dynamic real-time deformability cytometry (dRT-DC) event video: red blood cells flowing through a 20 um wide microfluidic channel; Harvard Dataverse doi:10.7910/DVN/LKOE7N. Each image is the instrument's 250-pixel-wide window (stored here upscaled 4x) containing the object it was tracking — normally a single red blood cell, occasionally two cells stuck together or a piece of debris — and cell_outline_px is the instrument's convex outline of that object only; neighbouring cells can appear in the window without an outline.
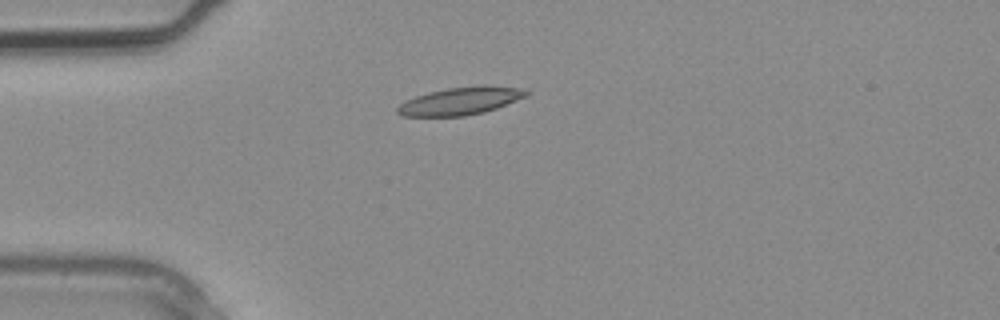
{"species": "common noctule bat (a hibernating species)", "species_latin": "Nyctalus noctula", "temperature_condition": "warm", "stored_images_in_passage": 3, "camera_frame_rate_fps": 3000, "um_per_image_px": 0.085, "animal": {"sex": "male", "body_mass_g": 20.4}, "frame": {"image": 1, "passage_image": 3, "time_ms": 0.667, "image_size_px": [1000, 320], "cell_outline_px": [[532, 92], [528, 96], [496, 108], [484, 112], [464, 116], [400, 116], [396, 112], [396, 108], [404, 100], [428, 92], [448, 88], [480, 84], [516, 88]], "centroid_in_image_um": [39.12, 8.58], "position_along_channel_um": 45.9, "area_um2": 20.92}}